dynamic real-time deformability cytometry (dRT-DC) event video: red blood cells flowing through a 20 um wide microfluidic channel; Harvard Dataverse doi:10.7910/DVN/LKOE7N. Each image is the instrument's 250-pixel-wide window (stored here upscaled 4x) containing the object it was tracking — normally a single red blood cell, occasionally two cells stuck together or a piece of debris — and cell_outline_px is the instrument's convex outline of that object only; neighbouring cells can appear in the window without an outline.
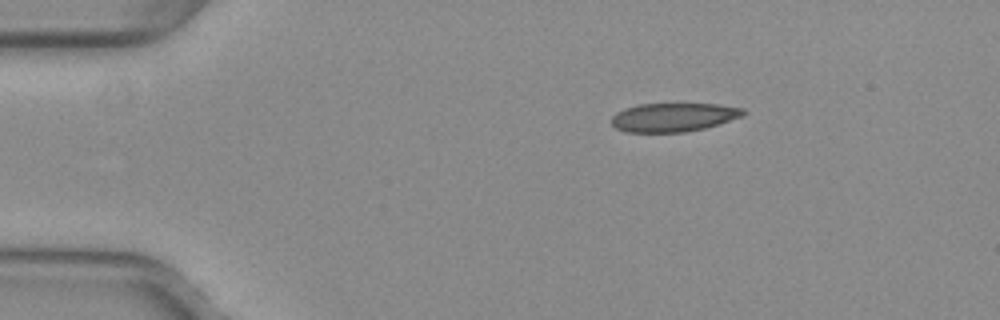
{"species": "common noctule bat (a hibernating species)", "species_latin": "Nyctalus noctula", "temperature_condition": "warm", "stored_images_in_passage": 44, "camera_frame_rate_fps": 3000, "um_per_image_px": 0.085, "animal": {"sex": "female", "body_mass_g": 29.2, "forearm_length_mm": 56.3}, "frame": {"image": 1, "passage_image": 1, "time_ms": 0.0, "image_size_px": [1000, 320], "cell_outline_px": [[748, 112], [744, 116], [704, 128], [684, 132], [624, 132], [616, 128], [612, 124], [612, 116], [616, 112], [624, 108], [640, 104], [720, 104], [744, 108]], "centroid_in_image_um": [57.27, 9.96], "position_along_channel_um": 27.7, "area_um2": 22.14}}
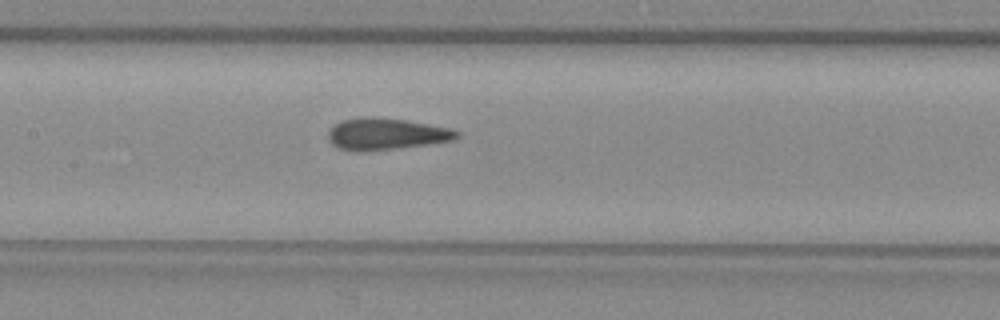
{"frame": {"image": 2, "passage_image": 17, "time_ms": 5.333, "image_size_px": [1000, 320], "cell_outline_px": [[460, 136], [452, 140], [428, 144], [396, 148], [356, 152], [340, 148], [332, 144], [328, 140], [328, 132], [336, 124], [344, 120], [364, 116], [372, 116], [404, 120], [452, 128], [460, 132]], "centroid_in_image_um": [32.83, 11.38], "position_along_channel_um": 174.6, "area_um2": 23.58}}
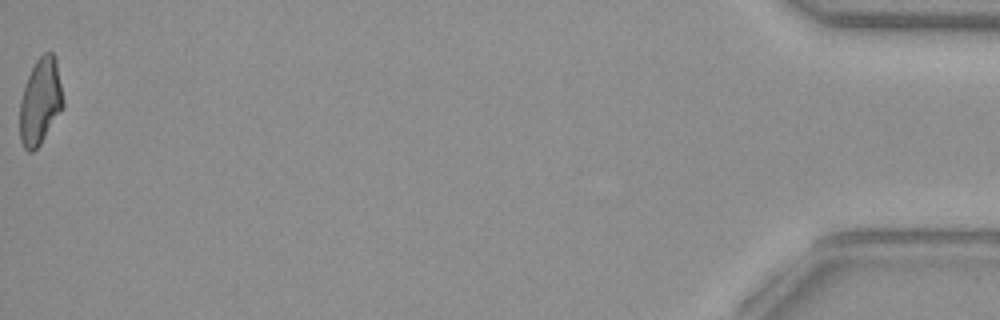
{"frame": {"image": 3, "passage_image": 44, "time_ms": 14.333, "image_size_px": [1000, 320], "cell_outline_px": [[64, 108], [40, 144], [32, 152], [28, 152], [24, 148], [20, 140], [20, 100], [24, 84], [36, 60], [44, 52], [52, 52], [56, 56], [64, 100]], "centroid_in_image_um": [3.44, 8.61], "position_along_channel_um": 431.8, "area_um2": 22.08}, "authors_computed_cell_mechanics": {"area_um2": 23.3223, "velocity_mm_per_s": 4.0081, "shape_relaxation_time_tau1_ms": null, "shape_relaxation_time_tau2_ms": 0.9239, "deformation_change_tau1": null, "deformation_change_tau2": 0.0644}}